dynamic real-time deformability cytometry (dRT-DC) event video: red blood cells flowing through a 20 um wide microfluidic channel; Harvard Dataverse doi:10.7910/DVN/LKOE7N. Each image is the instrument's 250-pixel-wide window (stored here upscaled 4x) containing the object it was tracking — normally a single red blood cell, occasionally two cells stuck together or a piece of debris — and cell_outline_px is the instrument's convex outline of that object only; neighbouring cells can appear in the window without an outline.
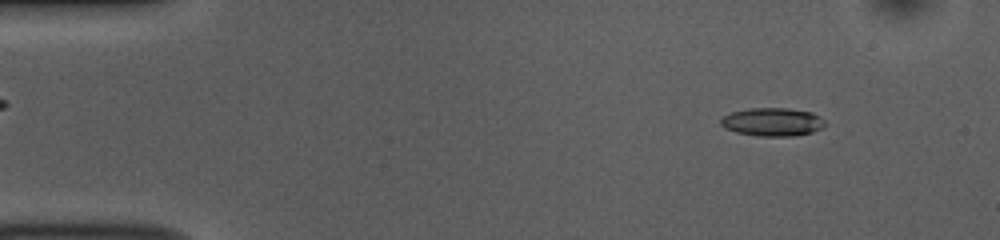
{"species": "common noctule bat (a hibernating species)", "species_latin": "Nyctalus noctula", "temperature_condition": "room temperature", "stored_images_in_passage": 51, "camera_frame_rate_fps": 3000, "um_per_image_px": 0.085, "animal": {"sex": "female", "body_mass_g": 10.0, "forearm_length_mm": 53.1}, "frame": {"image": 1, "passage_image": 5, "time_ms": 1.333, "image_size_px": [1000, 240], "cell_outline_px": [[828, 124], [812, 132], [792, 136], [760, 136], [736, 132], [724, 128], [720, 124], [720, 120], [724, 116], [732, 112], [748, 108], [788, 108], [812, 112], [820, 116]], "centroid_in_image_um": [65.67, 10.36], "position_along_channel_um": 19.3, "area_um2": 17.22}}
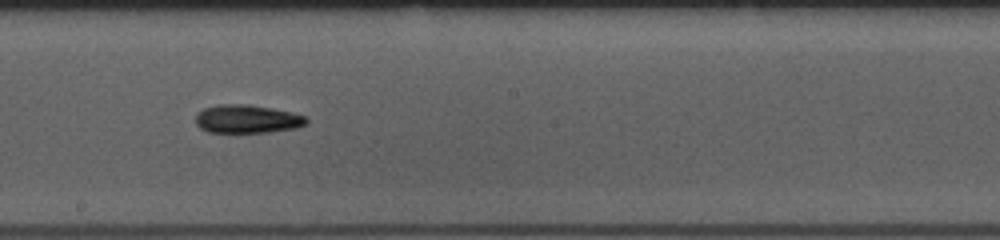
{"frame": {"image": 2, "passage_image": 28, "time_ms": 9.0, "image_size_px": [1000, 240], "cell_outline_px": [[308, 120], [304, 124], [296, 128], [268, 132], [208, 132], [200, 128], [196, 124], [196, 112], [204, 108], [220, 104], [248, 104], [292, 112], [308, 116]], "centroid_in_image_um": [20.99, 10.11], "position_along_channel_um": 227.2, "area_um2": 18.32}}
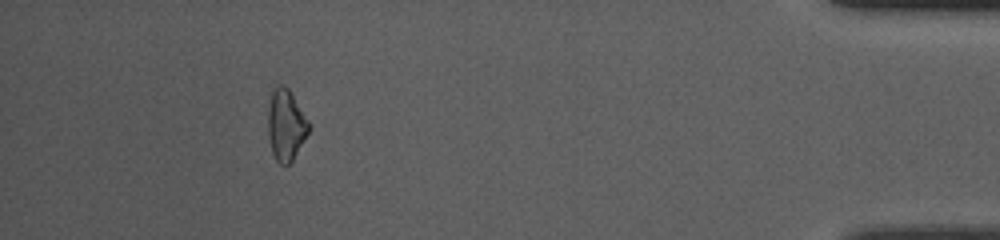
{"frame": {"image": 3, "passage_image": 47, "time_ms": 15.333, "image_size_px": [1000, 240], "cell_outline_px": [[308, 132], [292, 160], [288, 164], [280, 164], [276, 160], [272, 152], [268, 136], [268, 108], [272, 92], [280, 84], [288, 88], [308, 120]], "centroid_in_image_um": [24.27, 10.63], "position_along_channel_um": 410.9, "area_um2": 16.42}, "authors_computed_cell_mechanics": {"area_um2": 17.34, "velocity_mm_per_s": 3.8117, "shape_relaxation_time_tau1_ms": 4.0992, "shape_relaxation_time_tau2_ms": null, "deformation_change_tau1": 0.1222, "deformation_change_tau2": null}}